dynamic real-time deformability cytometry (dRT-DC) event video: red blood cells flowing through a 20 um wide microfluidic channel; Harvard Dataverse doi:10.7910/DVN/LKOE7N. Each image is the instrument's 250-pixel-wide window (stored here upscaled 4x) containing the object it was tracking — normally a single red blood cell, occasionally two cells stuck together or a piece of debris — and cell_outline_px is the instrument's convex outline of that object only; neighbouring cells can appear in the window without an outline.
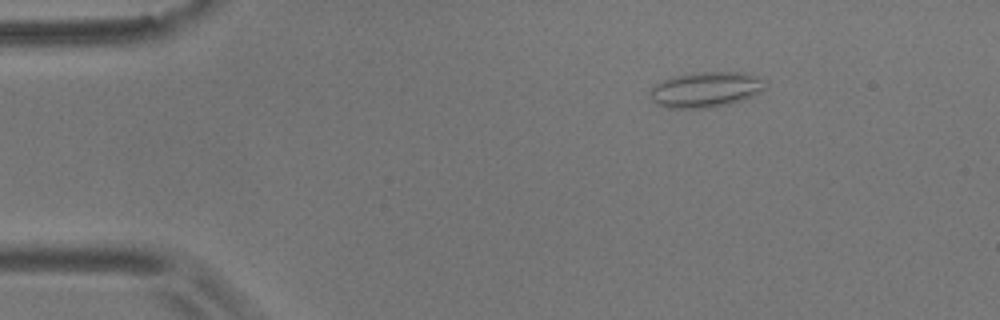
{"species": "common noctule bat (a hibernating species)", "species_latin": "Nyctalus noctula", "temperature_condition": "room temperature", "stored_images_in_passage": 4, "camera_frame_rate_fps": 3000, "um_per_image_px": 0.085, "animal": {"sex": "male", "body_mass_g": 17.9}, "frame": {"image": 1, "passage_image": 1, "time_ms": 0.0, "image_size_px": [1000, 320], "cell_outline_px": [[768, 84], [764, 88], [752, 96], [728, 104], [712, 108], [668, 108], [656, 104], [652, 100], [652, 88], [656, 84], [672, 76], [700, 72], [744, 72], [760, 76], [768, 80]], "centroid_in_image_um": [60.05, 7.6], "position_along_channel_um": 24.9, "area_um2": 23.87}}
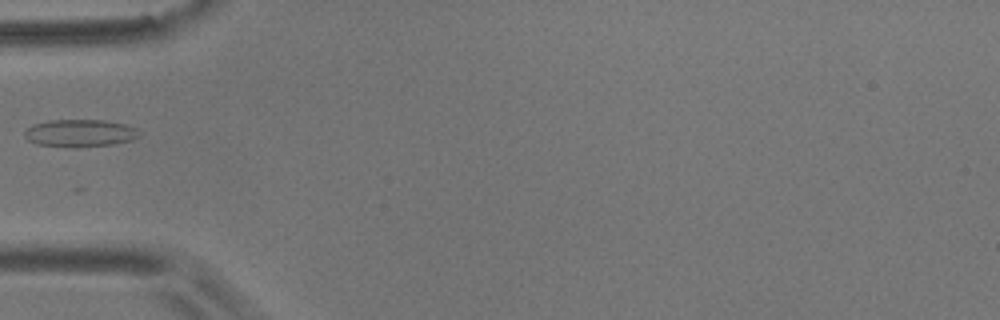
{"frame": {"image": 2, "passage_image": 4, "time_ms": 3.333, "image_size_px": [1000, 320], "cell_outline_px": [[140, 136], [132, 140], [112, 144], [76, 148], [36, 144], [28, 140], [24, 136], [24, 132], [32, 124], [48, 120], [104, 120], [124, 124], [136, 128]], "centroid_in_image_um": [6.77, 11.32], "position_along_channel_um": 78.2, "area_um2": 18.44}}